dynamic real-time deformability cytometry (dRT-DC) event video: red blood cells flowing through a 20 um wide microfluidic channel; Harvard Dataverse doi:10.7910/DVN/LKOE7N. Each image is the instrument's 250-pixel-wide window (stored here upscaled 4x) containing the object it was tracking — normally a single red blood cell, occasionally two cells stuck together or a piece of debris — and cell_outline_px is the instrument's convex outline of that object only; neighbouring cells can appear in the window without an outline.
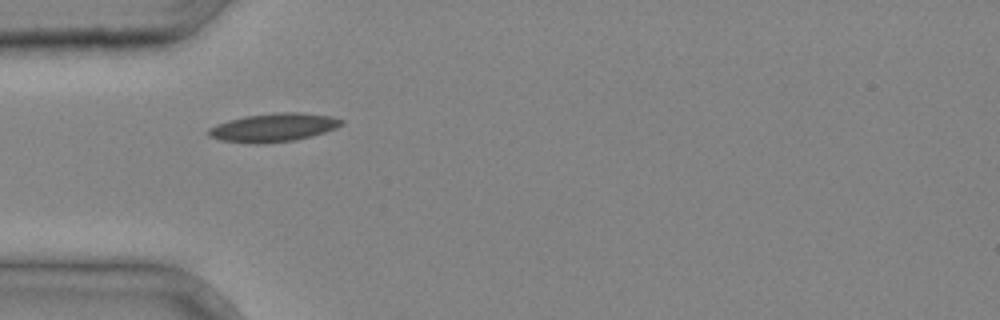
{"species": "common noctule bat (a hibernating species)", "species_latin": "Nyctalus noctula", "temperature_condition": "cold", "stored_images_in_passage": 1, "camera_frame_rate_fps": 3000, "um_per_image_px": 0.085, "animal": {"sex": "male", "body_mass_g": 20.4}, "frame": {"image": 1, "passage_image": 1, "time_ms": 0.0, "image_size_px": [1000, 320], "cell_outline_px": [[344, 124], [336, 128], [312, 136], [296, 140], [260, 144], [248, 144], [220, 140], [208, 136], [208, 128], [216, 124], [228, 120], [244, 116], [276, 112], [300, 112], [332, 116], [344, 120]], "centroid_in_image_um": [23.24, 10.84], "position_along_channel_um": 61.8, "area_um2": 22.37}}